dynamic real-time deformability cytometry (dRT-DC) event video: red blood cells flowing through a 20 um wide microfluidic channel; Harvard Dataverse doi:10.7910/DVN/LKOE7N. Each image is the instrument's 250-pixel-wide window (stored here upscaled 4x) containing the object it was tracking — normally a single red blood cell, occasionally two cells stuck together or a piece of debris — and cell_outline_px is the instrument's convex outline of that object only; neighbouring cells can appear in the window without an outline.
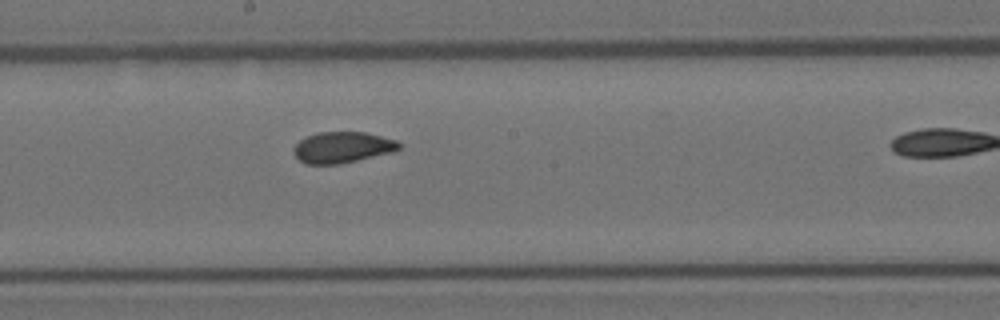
{"species": "Egyptian fruit bat (a non-hibernating species)", "species_latin": "Rousettus aegyptiacus", "temperature_condition": "room temperature", "stored_images_in_passage": 9, "camera_frame_rate_fps": 3000, "um_per_image_px": 0.085, "animal": {"sex": "female"}, "frame": {"image": 1, "passage_image": 8, "time_ms": 2.333, "image_size_px": [1000, 320], "cell_outline_px": [[400, 148], [396, 152], [340, 164], [304, 164], [292, 152], [292, 148], [300, 140], [308, 136], [320, 132], [364, 132], [396, 140], [400, 144]], "centroid_in_image_um": [29.11, 12.54], "position_along_channel_um": 219.1, "area_um2": 19.19}}